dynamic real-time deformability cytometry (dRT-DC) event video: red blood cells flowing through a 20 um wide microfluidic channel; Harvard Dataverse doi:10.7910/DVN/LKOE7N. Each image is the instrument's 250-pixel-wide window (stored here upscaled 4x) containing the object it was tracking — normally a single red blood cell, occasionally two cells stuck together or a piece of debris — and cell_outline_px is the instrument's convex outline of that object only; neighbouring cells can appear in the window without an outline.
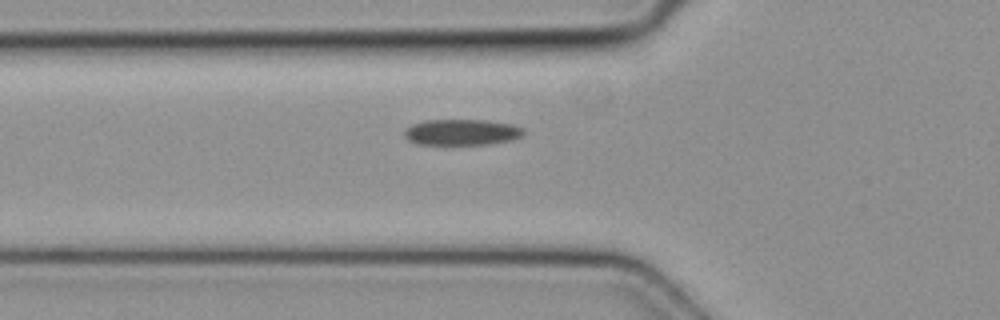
{"species": "common noctule bat (a hibernating species)", "species_latin": "Nyctalus noctula", "temperature_condition": "cold", "stored_images_in_passage": 7, "camera_frame_rate_fps": 3000, "um_per_image_px": 0.085, "animal": {"sex": "female", "body_mass_g": 19.3, "forearm_length_mm": 54.1}, "frame": {"image": 1, "passage_image": 7, "time_ms": 2.0, "image_size_px": [1000, 320], "cell_outline_px": [[524, 136], [512, 140], [488, 144], [420, 144], [408, 140], [404, 136], [404, 132], [412, 124], [424, 120], [484, 120], [512, 124], [524, 128]], "centroid_in_image_um": [39.29, 11.23], "position_along_channel_um": 86.5, "area_um2": 18.03}}